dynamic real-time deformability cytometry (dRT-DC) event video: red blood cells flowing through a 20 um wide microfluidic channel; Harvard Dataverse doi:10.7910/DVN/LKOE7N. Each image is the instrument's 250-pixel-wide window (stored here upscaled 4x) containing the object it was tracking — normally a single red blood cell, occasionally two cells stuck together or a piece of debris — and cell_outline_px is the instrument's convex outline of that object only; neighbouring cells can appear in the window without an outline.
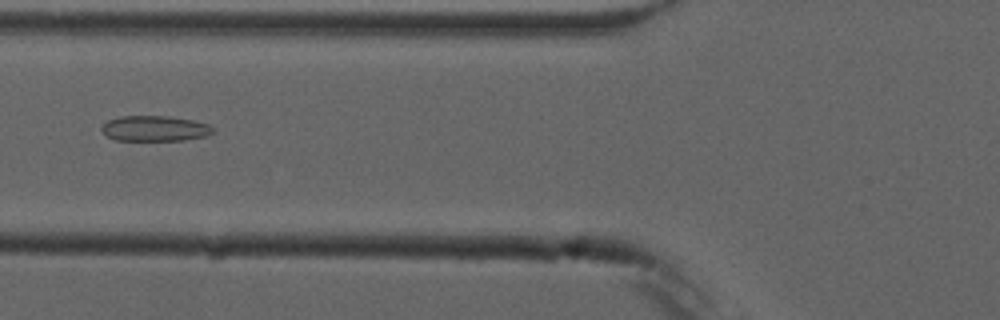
{"species": "common noctule bat (a hibernating species)", "species_latin": "Nyctalus noctula", "temperature_condition": "cold", "stored_images_in_passage": 5, "camera_frame_rate_fps": 3000, "um_per_image_px": 0.085, "animal": {"sex": "male", "forearm_length_mm": 52.5}, "frame": {"image": 1, "passage_image": 5, "time_ms": 4.667, "image_size_px": [1000, 320], "cell_outline_px": [[212, 132], [208, 136], [184, 140], [112, 140], [100, 128], [108, 120], [120, 116], [168, 116], [192, 120], [208, 124], [212, 128]], "centroid_in_image_um": [13.15, 10.92], "position_along_channel_um": 112.7, "area_um2": 16.42}}